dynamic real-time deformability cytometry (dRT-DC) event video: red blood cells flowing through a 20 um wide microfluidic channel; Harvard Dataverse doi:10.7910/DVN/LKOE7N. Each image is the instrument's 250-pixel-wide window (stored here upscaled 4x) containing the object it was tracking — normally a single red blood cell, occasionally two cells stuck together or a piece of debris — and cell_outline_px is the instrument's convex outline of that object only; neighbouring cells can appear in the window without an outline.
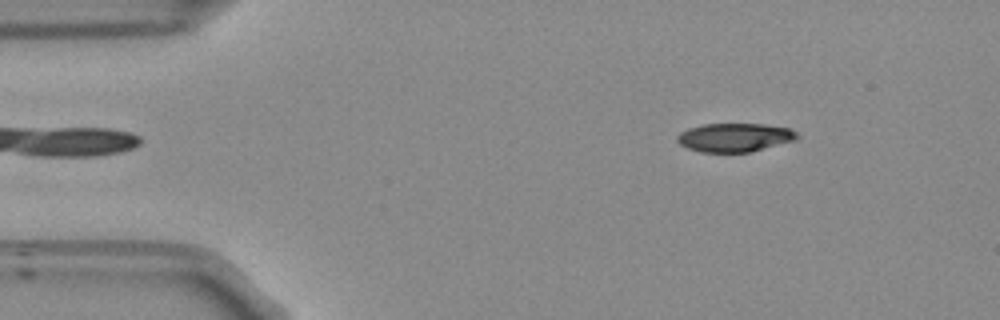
{"species": "Egyptian fruit bat (a non-hibernating species)", "species_latin": "Rousettus aegyptiacus", "temperature_condition": "room temperature", "stored_images_in_passage": 52, "camera_frame_rate_fps": 3000, "um_per_image_px": 0.085, "frame": {"image": 1, "passage_image": 6, "time_ms": 1.667, "image_size_px": [1000, 320], "cell_outline_px": [[800, 136], [796, 140], [748, 152], [704, 152], [688, 148], [680, 144], [676, 140], [676, 136], [680, 132], [688, 128], [704, 124], [764, 124], [788, 128], [796, 132]], "centroid_in_image_um": [62.43, 11.67], "position_along_channel_um": 22.6, "area_um2": 19.88}}
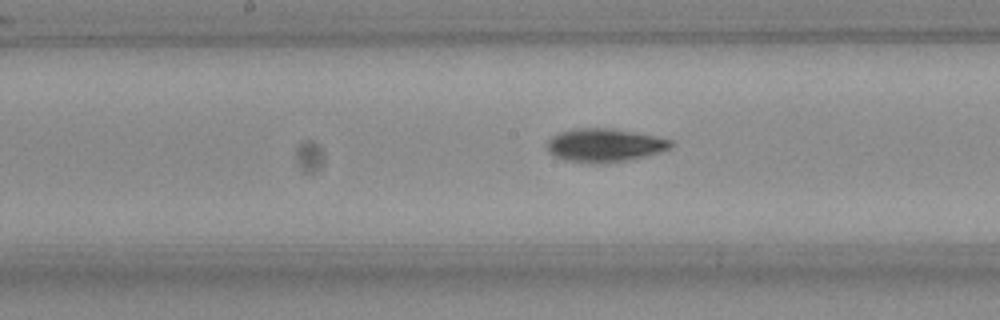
{"frame": {"image": 2, "passage_image": 25, "time_ms": 8.0, "image_size_px": [1000, 320], "cell_outline_px": [[672, 148], [660, 152], [628, 160], [604, 164], [592, 164], [564, 160], [548, 152], [548, 140], [552, 136], [560, 132], [576, 128], [612, 128], [656, 136], [672, 140]], "centroid_in_image_um": [51.39, 12.35], "position_along_channel_um": 196.8, "area_um2": 24.22}}
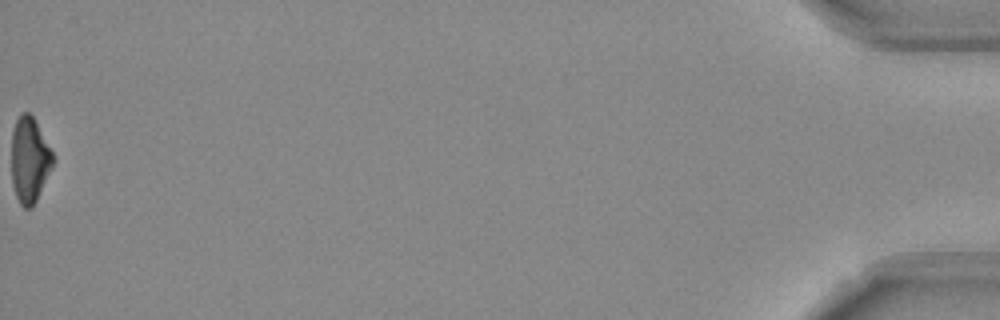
{"frame": {"image": 3, "passage_image": 52, "time_ms": 17.0, "image_size_px": [1000, 320], "cell_outline_px": [[56, 160], [36, 200], [28, 208], [24, 208], [20, 204], [16, 196], [12, 184], [12, 128], [20, 112], [28, 112], [32, 116], [52, 152]], "centroid_in_image_um": [2.5, 13.57], "position_along_channel_um": 432.7, "area_um2": 20.46}, "authors_computed_cell_mechanics": {"area_um2": 22.1663, "velocity_mm_per_s": 3.8181, "shape_relaxation_time_tau1_ms": 3.3625, "shape_relaxation_time_tau2_ms": null, "deformation_change_tau1": 0.1419, "deformation_change_tau2": null}}